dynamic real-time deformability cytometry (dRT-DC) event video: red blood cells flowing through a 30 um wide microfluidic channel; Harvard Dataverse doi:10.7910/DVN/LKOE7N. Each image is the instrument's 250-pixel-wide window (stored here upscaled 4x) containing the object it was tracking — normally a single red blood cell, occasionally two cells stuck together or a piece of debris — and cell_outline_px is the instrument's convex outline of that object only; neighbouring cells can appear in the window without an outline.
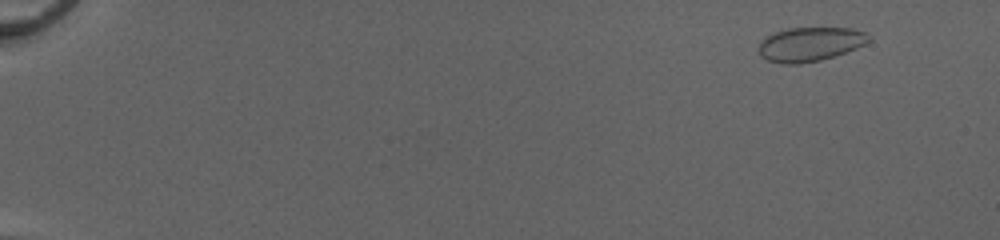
{"species": "common noctule bat (a hibernating species)", "species_latin": "Nyctalus noctula", "temperature_condition": "cold", "stored_images_in_passage": 54, "camera_frame_rate_fps": 3000, "um_per_image_px": 0.085, "animal": {"sex": "female", "body_mass_g": 20.0, "forearm_length_mm": 54.0}, "frame": {"image": 1, "passage_image": 6, "time_ms": 1.667, "image_size_px": [1000, 240], "cell_outline_px": [[872, 40], [856, 48], [820, 60], [800, 64], [784, 64], [768, 60], [760, 56], [756, 48], [764, 36], [788, 28], [852, 28], [864, 32]], "centroid_in_image_um": [68.79, 3.75], "position_along_channel_um": 16.2, "area_um2": 21.91}}
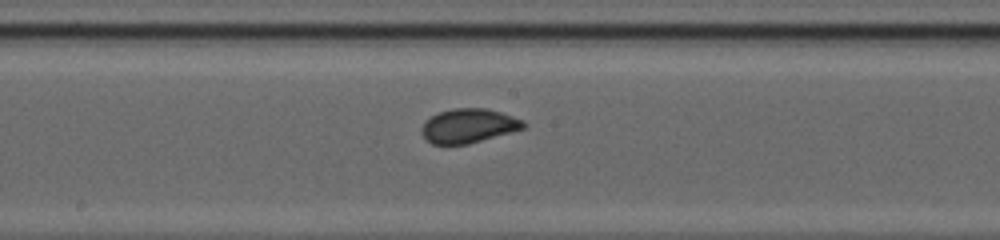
{"frame": {"image": 2, "passage_image": 32, "time_ms": 10.333, "image_size_px": [1000, 240], "cell_outline_px": [[528, 124], [524, 128], [468, 144], [432, 144], [420, 132], [420, 128], [424, 120], [440, 112], [452, 108], [488, 108], [524, 120]], "centroid_in_image_um": [39.81, 10.68], "position_along_channel_um": 208.4, "area_um2": 20.29}}
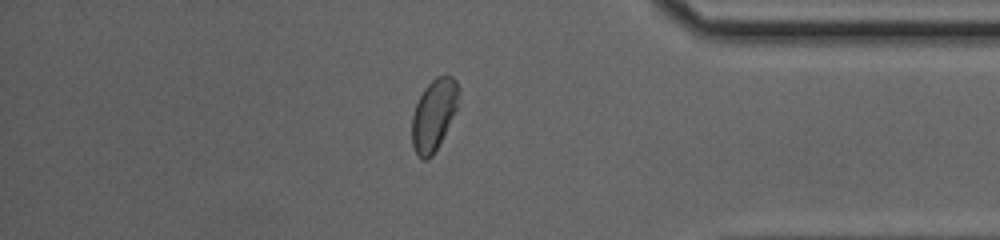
{"frame": {"image": 3, "passage_image": 47, "time_ms": 15.333, "image_size_px": [1000, 240], "cell_outline_px": [[460, 92], [456, 108], [432, 156], [428, 160], [424, 160], [412, 148], [412, 116], [416, 104], [424, 88], [436, 76], [452, 76], [456, 80], [460, 88]], "centroid_in_image_um": [36.86, 9.72], "position_along_channel_um": 398.3, "area_um2": 19.02}, "authors_computed_cell_mechanics": {"area_um2": 20.4323, "velocity_mm_per_s": 4.1377, "shape_relaxation_time_tau1_ms": 4.2344, "shape_relaxation_time_tau2_ms": null, "deformation_change_tau1": 0.1133, "deformation_change_tau2": null}}